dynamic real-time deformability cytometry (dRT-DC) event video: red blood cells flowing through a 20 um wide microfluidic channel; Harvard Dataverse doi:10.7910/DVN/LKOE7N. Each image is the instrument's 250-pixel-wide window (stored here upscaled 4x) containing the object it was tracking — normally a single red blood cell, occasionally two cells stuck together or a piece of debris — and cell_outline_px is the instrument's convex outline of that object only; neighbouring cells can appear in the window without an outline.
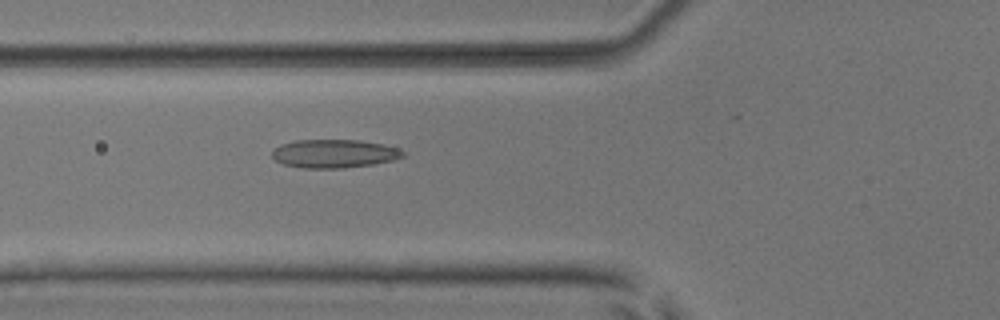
{"species": "common noctule bat (a hibernating species)", "species_latin": "Nyctalus noctula", "temperature_condition": "room temperature", "stored_images_in_passage": 45, "camera_frame_rate_fps": 3000, "um_per_image_px": 0.085, "animal": {"sex": "male", "body_mass_g": 17.9, "forearm_length_mm": 54.2}, "frame": {"image": 1, "passage_image": 20, "time_ms": 6.333, "image_size_px": [1000, 320], "cell_outline_px": [[404, 156], [392, 160], [372, 164], [344, 168], [304, 168], [284, 164], [276, 160], [272, 156], [272, 152], [280, 144], [296, 140], [360, 140], [384, 144], [396, 148], [404, 152]], "centroid_in_image_um": [28.4, 13.05], "position_along_channel_um": 97.4, "area_um2": 21.5}}
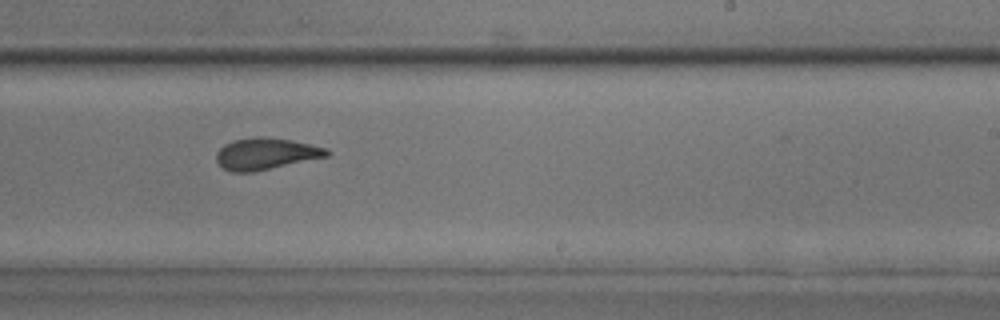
{"frame": {"image": 2, "passage_image": 33, "time_ms": 10.667, "image_size_px": [1000, 320], "cell_outline_px": [[332, 152], [328, 156], [252, 172], [232, 172], [224, 168], [216, 160], [216, 152], [224, 144], [232, 140], [292, 140], [328, 148]], "centroid_in_image_um": [22.62, 13.11], "position_along_channel_um": 266.4, "area_um2": 19.42}}
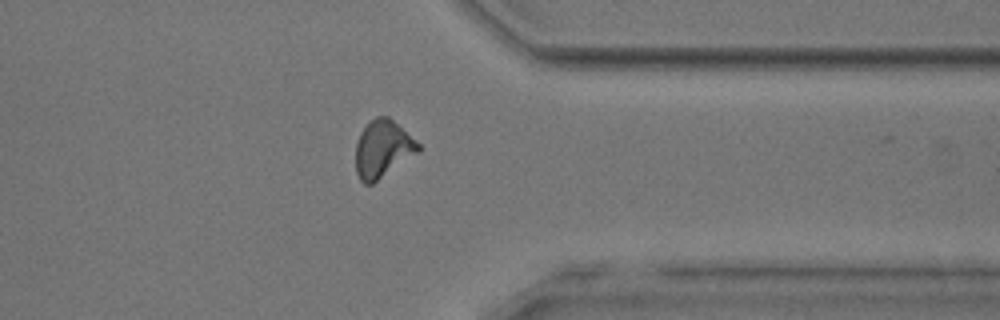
{"frame": {"image": 3, "passage_image": 42, "time_ms": 13.667, "image_size_px": [1000, 320], "cell_outline_px": [[420, 152], [372, 184], [364, 184], [360, 180], [356, 172], [356, 144], [360, 132], [376, 116], [388, 116], [416, 140], [420, 144]], "centroid_in_image_um": [32.54, 12.68], "position_along_channel_um": 378.9, "area_um2": 20.87}, "authors_computed_cell_mechanics": {"area_um2": 20.9236, "velocity_mm_per_s": 3.9056, "shape_relaxation_time_tau1_ms": null, "shape_relaxation_time_tau2_ms": 1.5397, "deformation_change_tau1": null, "deformation_change_tau2": 0.0868}}